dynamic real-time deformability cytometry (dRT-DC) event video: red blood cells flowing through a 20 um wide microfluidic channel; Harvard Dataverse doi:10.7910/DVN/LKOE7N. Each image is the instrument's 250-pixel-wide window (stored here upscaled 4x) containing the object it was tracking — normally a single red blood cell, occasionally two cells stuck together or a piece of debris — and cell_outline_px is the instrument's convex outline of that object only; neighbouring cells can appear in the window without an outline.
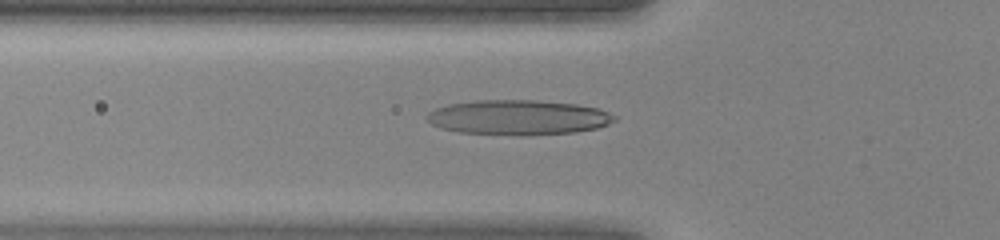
{"species": "human", "species_latin": "Homo sapiens", "temperature_condition": "warm", "stored_images_in_passage": 45, "camera_frame_rate_fps": 3000, "um_per_image_px": 0.085, "donor": {"sex": "female"}, "frame": {"image": 1, "passage_image": 16, "time_ms": 5.0, "image_size_px": [1000, 240], "cell_outline_px": [[616, 120], [608, 124], [596, 128], [576, 132], [528, 136], [520, 136], [460, 132], [440, 128], [432, 124], [424, 116], [428, 112], [436, 108], [448, 104], [476, 100], [536, 100], [576, 104], [600, 108], [616, 116]], "centroid_in_image_um": [44.05, 9.98], "position_along_channel_um": 81.7, "area_um2": 38.55}}
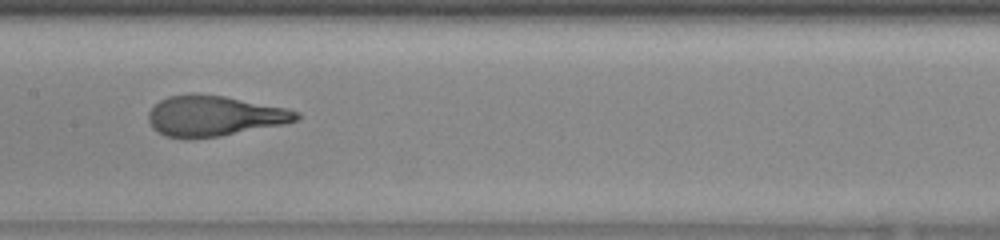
{"frame": {"image": 2, "passage_image": 23, "time_ms": 7.333, "image_size_px": [1000, 240], "cell_outline_px": [[300, 116], [296, 120], [284, 124], [220, 136], [164, 136], [156, 132], [152, 128], [148, 120], [148, 112], [160, 100], [168, 96], [224, 96], [288, 108], [300, 112]], "centroid_in_image_um": [18.25, 9.86], "position_along_channel_um": 189.2, "area_um2": 33.81}}
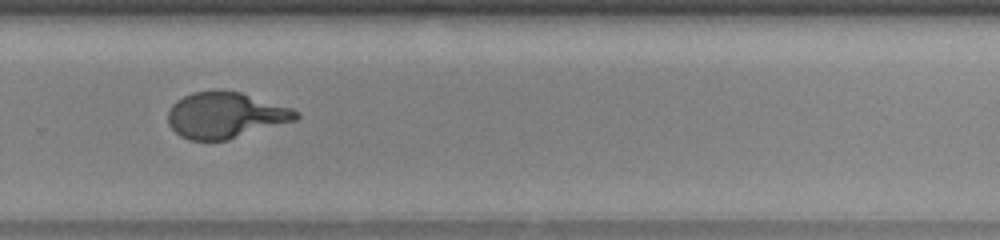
{"frame": {"image": 3, "passage_image": 31, "time_ms": 10.0, "image_size_px": [1000, 240], "cell_outline_px": [[300, 116], [296, 120], [228, 140], [188, 140], [180, 136], [168, 124], [168, 112], [172, 104], [176, 100], [192, 92], [212, 88], [216, 88], [240, 92], [292, 108], [300, 112]], "centroid_in_image_um": [19.14, 9.77], "position_along_channel_um": 310.7, "area_um2": 34.74}}